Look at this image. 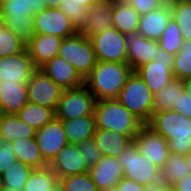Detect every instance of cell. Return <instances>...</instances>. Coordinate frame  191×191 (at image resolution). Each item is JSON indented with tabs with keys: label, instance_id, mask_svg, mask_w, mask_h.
Here are the masks:
<instances>
[{
	"label": "cell",
	"instance_id": "obj_1",
	"mask_svg": "<svg viewBox=\"0 0 191 191\" xmlns=\"http://www.w3.org/2000/svg\"><path fill=\"white\" fill-rule=\"evenodd\" d=\"M131 73L128 63L97 61L84 85L96 101L117 99Z\"/></svg>",
	"mask_w": 191,
	"mask_h": 191
},
{
	"label": "cell",
	"instance_id": "obj_2",
	"mask_svg": "<svg viewBox=\"0 0 191 191\" xmlns=\"http://www.w3.org/2000/svg\"><path fill=\"white\" fill-rule=\"evenodd\" d=\"M168 140L170 153L186 155L191 150V119L174 110L154 112L146 123Z\"/></svg>",
	"mask_w": 191,
	"mask_h": 191
},
{
	"label": "cell",
	"instance_id": "obj_3",
	"mask_svg": "<svg viewBox=\"0 0 191 191\" xmlns=\"http://www.w3.org/2000/svg\"><path fill=\"white\" fill-rule=\"evenodd\" d=\"M45 8L42 0H9L0 8V18L27 45L35 36L33 15Z\"/></svg>",
	"mask_w": 191,
	"mask_h": 191
},
{
	"label": "cell",
	"instance_id": "obj_4",
	"mask_svg": "<svg viewBox=\"0 0 191 191\" xmlns=\"http://www.w3.org/2000/svg\"><path fill=\"white\" fill-rule=\"evenodd\" d=\"M95 127L117 131L132 140L144 123L117 99L98 100L94 107Z\"/></svg>",
	"mask_w": 191,
	"mask_h": 191
},
{
	"label": "cell",
	"instance_id": "obj_5",
	"mask_svg": "<svg viewBox=\"0 0 191 191\" xmlns=\"http://www.w3.org/2000/svg\"><path fill=\"white\" fill-rule=\"evenodd\" d=\"M154 95L136 71L127 77L117 100L146 124L153 113Z\"/></svg>",
	"mask_w": 191,
	"mask_h": 191
},
{
	"label": "cell",
	"instance_id": "obj_6",
	"mask_svg": "<svg viewBox=\"0 0 191 191\" xmlns=\"http://www.w3.org/2000/svg\"><path fill=\"white\" fill-rule=\"evenodd\" d=\"M123 177L134 180L146 187L161 182L160 168L139 153L134 141L118 156Z\"/></svg>",
	"mask_w": 191,
	"mask_h": 191
},
{
	"label": "cell",
	"instance_id": "obj_7",
	"mask_svg": "<svg viewBox=\"0 0 191 191\" xmlns=\"http://www.w3.org/2000/svg\"><path fill=\"white\" fill-rule=\"evenodd\" d=\"M58 56L74 66L83 79L91 73L97 62L90 39L79 32L62 39Z\"/></svg>",
	"mask_w": 191,
	"mask_h": 191
},
{
	"label": "cell",
	"instance_id": "obj_8",
	"mask_svg": "<svg viewBox=\"0 0 191 191\" xmlns=\"http://www.w3.org/2000/svg\"><path fill=\"white\" fill-rule=\"evenodd\" d=\"M96 99L85 85L62 92L55 112L58 120H68L93 115Z\"/></svg>",
	"mask_w": 191,
	"mask_h": 191
},
{
	"label": "cell",
	"instance_id": "obj_9",
	"mask_svg": "<svg viewBox=\"0 0 191 191\" xmlns=\"http://www.w3.org/2000/svg\"><path fill=\"white\" fill-rule=\"evenodd\" d=\"M173 56L159 46L153 60L136 70L153 95L173 80Z\"/></svg>",
	"mask_w": 191,
	"mask_h": 191
},
{
	"label": "cell",
	"instance_id": "obj_10",
	"mask_svg": "<svg viewBox=\"0 0 191 191\" xmlns=\"http://www.w3.org/2000/svg\"><path fill=\"white\" fill-rule=\"evenodd\" d=\"M89 39L97 61L127 63L125 35L115 28L107 29Z\"/></svg>",
	"mask_w": 191,
	"mask_h": 191
},
{
	"label": "cell",
	"instance_id": "obj_11",
	"mask_svg": "<svg viewBox=\"0 0 191 191\" xmlns=\"http://www.w3.org/2000/svg\"><path fill=\"white\" fill-rule=\"evenodd\" d=\"M28 102L52 109L56 112L62 89L53 80L37 69L27 82Z\"/></svg>",
	"mask_w": 191,
	"mask_h": 191
},
{
	"label": "cell",
	"instance_id": "obj_12",
	"mask_svg": "<svg viewBox=\"0 0 191 191\" xmlns=\"http://www.w3.org/2000/svg\"><path fill=\"white\" fill-rule=\"evenodd\" d=\"M139 153L147 157L160 169L165 165L169 159L170 151L168 147V140L161 134L153 131L149 126L144 124L139 133L133 138Z\"/></svg>",
	"mask_w": 191,
	"mask_h": 191
},
{
	"label": "cell",
	"instance_id": "obj_13",
	"mask_svg": "<svg viewBox=\"0 0 191 191\" xmlns=\"http://www.w3.org/2000/svg\"><path fill=\"white\" fill-rule=\"evenodd\" d=\"M35 34L64 39L77 33L70 19L58 8H45L33 15Z\"/></svg>",
	"mask_w": 191,
	"mask_h": 191
},
{
	"label": "cell",
	"instance_id": "obj_14",
	"mask_svg": "<svg viewBox=\"0 0 191 191\" xmlns=\"http://www.w3.org/2000/svg\"><path fill=\"white\" fill-rule=\"evenodd\" d=\"M37 70L27 49L21 53L0 58V83L27 84Z\"/></svg>",
	"mask_w": 191,
	"mask_h": 191
},
{
	"label": "cell",
	"instance_id": "obj_15",
	"mask_svg": "<svg viewBox=\"0 0 191 191\" xmlns=\"http://www.w3.org/2000/svg\"><path fill=\"white\" fill-rule=\"evenodd\" d=\"M35 139L44 160L49 164L68 143L62 123L54 118L36 131Z\"/></svg>",
	"mask_w": 191,
	"mask_h": 191
},
{
	"label": "cell",
	"instance_id": "obj_16",
	"mask_svg": "<svg viewBox=\"0 0 191 191\" xmlns=\"http://www.w3.org/2000/svg\"><path fill=\"white\" fill-rule=\"evenodd\" d=\"M127 44V63L132 71L153 60L156 50L159 48L157 40L148 39L138 31L125 35Z\"/></svg>",
	"mask_w": 191,
	"mask_h": 191
},
{
	"label": "cell",
	"instance_id": "obj_17",
	"mask_svg": "<svg viewBox=\"0 0 191 191\" xmlns=\"http://www.w3.org/2000/svg\"><path fill=\"white\" fill-rule=\"evenodd\" d=\"M58 180L70 175L89 172L87 164L78 152L77 144H67L48 164Z\"/></svg>",
	"mask_w": 191,
	"mask_h": 191
},
{
	"label": "cell",
	"instance_id": "obj_18",
	"mask_svg": "<svg viewBox=\"0 0 191 191\" xmlns=\"http://www.w3.org/2000/svg\"><path fill=\"white\" fill-rule=\"evenodd\" d=\"M114 1H97L87 8V18L79 31L84 37H92L113 27Z\"/></svg>",
	"mask_w": 191,
	"mask_h": 191
},
{
	"label": "cell",
	"instance_id": "obj_19",
	"mask_svg": "<svg viewBox=\"0 0 191 191\" xmlns=\"http://www.w3.org/2000/svg\"><path fill=\"white\" fill-rule=\"evenodd\" d=\"M62 89H73L84 85V79L65 59L57 56L39 68Z\"/></svg>",
	"mask_w": 191,
	"mask_h": 191
},
{
	"label": "cell",
	"instance_id": "obj_20",
	"mask_svg": "<svg viewBox=\"0 0 191 191\" xmlns=\"http://www.w3.org/2000/svg\"><path fill=\"white\" fill-rule=\"evenodd\" d=\"M98 190L115 187L123 178V169L117 157L102 156L94 167L89 169Z\"/></svg>",
	"mask_w": 191,
	"mask_h": 191
},
{
	"label": "cell",
	"instance_id": "obj_21",
	"mask_svg": "<svg viewBox=\"0 0 191 191\" xmlns=\"http://www.w3.org/2000/svg\"><path fill=\"white\" fill-rule=\"evenodd\" d=\"M61 41V37L35 34L26 49L37 69L58 56Z\"/></svg>",
	"mask_w": 191,
	"mask_h": 191
},
{
	"label": "cell",
	"instance_id": "obj_22",
	"mask_svg": "<svg viewBox=\"0 0 191 191\" xmlns=\"http://www.w3.org/2000/svg\"><path fill=\"white\" fill-rule=\"evenodd\" d=\"M172 18L170 6H159L151 12L141 15L137 31L148 39L159 40Z\"/></svg>",
	"mask_w": 191,
	"mask_h": 191
},
{
	"label": "cell",
	"instance_id": "obj_23",
	"mask_svg": "<svg viewBox=\"0 0 191 191\" xmlns=\"http://www.w3.org/2000/svg\"><path fill=\"white\" fill-rule=\"evenodd\" d=\"M27 103L26 84L0 83V111L2 114H17Z\"/></svg>",
	"mask_w": 191,
	"mask_h": 191
},
{
	"label": "cell",
	"instance_id": "obj_24",
	"mask_svg": "<svg viewBox=\"0 0 191 191\" xmlns=\"http://www.w3.org/2000/svg\"><path fill=\"white\" fill-rule=\"evenodd\" d=\"M93 139L102 156L117 157L133 140L122 133L113 130L96 128Z\"/></svg>",
	"mask_w": 191,
	"mask_h": 191
},
{
	"label": "cell",
	"instance_id": "obj_25",
	"mask_svg": "<svg viewBox=\"0 0 191 191\" xmlns=\"http://www.w3.org/2000/svg\"><path fill=\"white\" fill-rule=\"evenodd\" d=\"M16 160L33 169L44 168L48 163L44 160L35 137L18 138L11 143Z\"/></svg>",
	"mask_w": 191,
	"mask_h": 191
},
{
	"label": "cell",
	"instance_id": "obj_26",
	"mask_svg": "<svg viewBox=\"0 0 191 191\" xmlns=\"http://www.w3.org/2000/svg\"><path fill=\"white\" fill-rule=\"evenodd\" d=\"M60 121L69 144H78L94 136L96 130L94 114Z\"/></svg>",
	"mask_w": 191,
	"mask_h": 191
},
{
	"label": "cell",
	"instance_id": "obj_27",
	"mask_svg": "<svg viewBox=\"0 0 191 191\" xmlns=\"http://www.w3.org/2000/svg\"><path fill=\"white\" fill-rule=\"evenodd\" d=\"M36 131L16 114H2L0 117V141L12 143L18 138L35 137Z\"/></svg>",
	"mask_w": 191,
	"mask_h": 191
},
{
	"label": "cell",
	"instance_id": "obj_28",
	"mask_svg": "<svg viewBox=\"0 0 191 191\" xmlns=\"http://www.w3.org/2000/svg\"><path fill=\"white\" fill-rule=\"evenodd\" d=\"M140 14L125 0H115L113 8V28L126 35L137 31Z\"/></svg>",
	"mask_w": 191,
	"mask_h": 191
},
{
	"label": "cell",
	"instance_id": "obj_29",
	"mask_svg": "<svg viewBox=\"0 0 191 191\" xmlns=\"http://www.w3.org/2000/svg\"><path fill=\"white\" fill-rule=\"evenodd\" d=\"M184 90V81L175 79L154 95L153 113L173 110L177 104L180 93Z\"/></svg>",
	"mask_w": 191,
	"mask_h": 191
},
{
	"label": "cell",
	"instance_id": "obj_30",
	"mask_svg": "<svg viewBox=\"0 0 191 191\" xmlns=\"http://www.w3.org/2000/svg\"><path fill=\"white\" fill-rule=\"evenodd\" d=\"M16 115L21 121L28 123L36 130L44 127L55 118V112L52 109L30 102H28Z\"/></svg>",
	"mask_w": 191,
	"mask_h": 191
},
{
	"label": "cell",
	"instance_id": "obj_31",
	"mask_svg": "<svg viewBox=\"0 0 191 191\" xmlns=\"http://www.w3.org/2000/svg\"><path fill=\"white\" fill-rule=\"evenodd\" d=\"M161 181L168 186H172L181 178L190 175V170L185 160V155L170 153L169 159L160 169Z\"/></svg>",
	"mask_w": 191,
	"mask_h": 191
},
{
	"label": "cell",
	"instance_id": "obj_32",
	"mask_svg": "<svg viewBox=\"0 0 191 191\" xmlns=\"http://www.w3.org/2000/svg\"><path fill=\"white\" fill-rule=\"evenodd\" d=\"M33 168L16 160L1 174V184L5 187L23 190Z\"/></svg>",
	"mask_w": 191,
	"mask_h": 191
},
{
	"label": "cell",
	"instance_id": "obj_33",
	"mask_svg": "<svg viewBox=\"0 0 191 191\" xmlns=\"http://www.w3.org/2000/svg\"><path fill=\"white\" fill-rule=\"evenodd\" d=\"M170 7L183 40H191V0H174Z\"/></svg>",
	"mask_w": 191,
	"mask_h": 191
},
{
	"label": "cell",
	"instance_id": "obj_34",
	"mask_svg": "<svg viewBox=\"0 0 191 191\" xmlns=\"http://www.w3.org/2000/svg\"><path fill=\"white\" fill-rule=\"evenodd\" d=\"M58 181L49 166L33 169L22 191H47Z\"/></svg>",
	"mask_w": 191,
	"mask_h": 191
},
{
	"label": "cell",
	"instance_id": "obj_35",
	"mask_svg": "<svg viewBox=\"0 0 191 191\" xmlns=\"http://www.w3.org/2000/svg\"><path fill=\"white\" fill-rule=\"evenodd\" d=\"M172 74L183 81L191 78V40L184 41L181 50L173 56Z\"/></svg>",
	"mask_w": 191,
	"mask_h": 191
},
{
	"label": "cell",
	"instance_id": "obj_36",
	"mask_svg": "<svg viewBox=\"0 0 191 191\" xmlns=\"http://www.w3.org/2000/svg\"><path fill=\"white\" fill-rule=\"evenodd\" d=\"M158 42L159 46L169 54L175 55L181 50L184 40L181 36V30L173 18L169 21L167 28Z\"/></svg>",
	"mask_w": 191,
	"mask_h": 191
},
{
	"label": "cell",
	"instance_id": "obj_37",
	"mask_svg": "<svg viewBox=\"0 0 191 191\" xmlns=\"http://www.w3.org/2000/svg\"><path fill=\"white\" fill-rule=\"evenodd\" d=\"M25 49V43L6 28L0 18V58L21 53Z\"/></svg>",
	"mask_w": 191,
	"mask_h": 191
},
{
	"label": "cell",
	"instance_id": "obj_38",
	"mask_svg": "<svg viewBox=\"0 0 191 191\" xmlns=\"http://www.w3.org/2000/svg\"><path fill=\"white\" fill-rule=\"evenodd\" d=\"M64 191H98L89 172L59 179Z\"/></svg>",
	"mask_w": 191,
	"mask_h": 191
},
{
	"label": "cell",
	"instance_id": "obj_39",
	"mask_svg": "<svg viewBox=\"0 0 191 191\" xmlns=\"http://www.w3.org/2000/svg\"><path fill=\"white\" fill-rule=\"evenodd\" d=\"M72 22L73 27L79 32L87 18V8L79 3L65 2L62 0L58 7Z\"/></svg>",
	"mask_w": 191,
	"mask_h": 191
},
{
	"label": "cell",
	"instance_id": "obj_40",
	"mask_svg": "<svg viewBox=\"0 0 191 191\" xmlns=\"http://www.w3.org/2000/svg\"><path fill=\"white\" fill-rule=\"evenodd\" d=\"M78 152L82 156L84 162L87 164L88 168L94 167L99 159L102 157L99 148L96 145L95 140L89 139L78 143Z\"/></svg>",
	"mask_w": 191,
	"mask_h": 191
},
{
	"label": "cell",
	"instance_id": "obj_41",
	"mask_svg": "<svg viewBox=\"0 0 191 191\" xmlns=\"http://www.w3.org/2000/svg\"><path fill=\"white\" fill-rule=\"evenodd\" d=\"M14 161H16V156L11 143L0 141V175Z\"/></svg>",
	"mask_w": 191,
	"mask_h": 191
},
{
	"label": "cell",
	"instance_id": "obj_42",
	"mask_svg": "<svg viewBox=\"0 0 191 191\" xmlns=\"http://www.w3.org/2000/svg\"><path fill=\"white\" fill-rule=\"evenodd\" d=\"M173 110L191 119V96L188 95L186 91L183 90L180 93L177 104Z\"/></svg>",
	"mask_w": 191,
	"mask_h": 191
},
{
	"label": "cell",
	"instance_id": "obj_43",
	"mask_svg": "<svg viewBox=\"0 0 191 191\" xmlns=\"http://www.w3.org/2000/svg\"><path fill=\"white\" fill-rule=\"evenodd\" d=\"M130 4L140 15L147 14L155 10L159 5L154 0H125Z\"/></svg>",
	"mask_w": 191,
	"mask_h": 191
},
{
	"label": "cell",
	"instance_id": "obj_44",
	"mask_svg": "<svg viewBox=\"0 0 191 191\" xmlns=\"http://www.w3.org/2000/svg\"><path fill=\"white\" fill-rule=\"evenodd\" d=\"M117 191H145L146 186L123 177L116 185Z\"/></svg>",
	"mask_w": 191,
	"mask_h": 191
},
{
	"label": "cell",
	"instance_id": "obj_45",
	"mask_svg": "<svg viewBox=\"0 0 191 191\" xmlns=\"http://www.w3.org/2000/svg\"><path fill=\"white\" fill-rule=\"evenodd\" d=\"M171 191H191V174L171 186Z\"/></svg>",
	"mask_w": 191,
	"mask_h": 191
},
{
	"label": "cell",
	"instance_id": "obj_46",
	"mask_svg": "<svg viewBox=\"0 0 191 191\" xmlns=\"http://www.w3.org/2000/svg\"><path fill=\"white\" fill-rule=\"evenodd\" d=\"M145 191H171V187L161 181L146 187Z\"/></svg>",
	"mask_w": 191,
	"mask_h": 191
},
{
	"label": "cell",
	"instance_id": "obj_47",
	"mask_svg": "<svg viewBox=\"0 0 191 191\" xmlns=\"http://www.w3.org/2000/svg\"><path fill=\"white\" fill-rule=\"evenodd\" d=\"M65 2L79 3L86 8H89L92 4L96 3L97 0H65Z\"/></svg>",
	"mask_w": 191,
	"mask_h": 191
},
{
	"label": "cell",
	"instance_id": "obj_48",
	"mask_svg": "<svg viewBox=\"0 0 191 191\" xmlns=\"http://www.w3.org/2000/svg\"><path fill=\"white\" fill-rule=\"evenodd\" d=\"M46 8H58L62 0H42Z\"/></svg>",
	"mask_w": 191,
	"mask_h": 191
},
{
	"label": "cell",
	"instance_id": "obj_49",
	"mask_svg": "<svg viewBox=\"0 0 191 191\" xmlns=\"http://www.w3.org/2000/svg\"><path fill=\"white\" fill-rule=\"evenodd\" d=\"M47 191H64L62 184L58 180L51 188Z\"/></svg>",
	"mask_w": 191,
	"mask_h": 191
},
{
	"label": "cell",
	"instance_id": "obj_50",
	"mask_svg": "<svg viewBox=\"0 0 191 191\" xmlns=\"http://www.w3.org/2000/svg\"><path fill=\"white\" fill-rule=\"evenodd\" d=\"M184 91L191 96V78L184 80Z\"/></svg>",
	"mask_w": 191,
	"mask_h": 191
},
{
	"label": "cell",
	"instance_id": "obj_51",
	"mask_svg": "<svg viewBox=\"0 0 191 191\" xmlns=\"http://www.w3.org/2000/svg\"><path fill=\"white\" fill-rule=\"evenodd\" d=\"M159 6H170L174 0H154Z\"/></svg>",
	"mask_w": 191,
	"mask_h": 191
},
{
	"label": "cell",
	"instance_id": "obj_52",
	"mask_svg": "<svg viewBox=\"0 0 191 191\" xmlns=\"http://www.w3.org/2000/svg\"><path fill=\"white\" fill-rule=\"evenodd\" d=\"M185 160L188 165L191 174V150L185 155Z\"/></svg>",
	"mask_w": 191,
	"mask_h": 191
},
{
	"label": "cell",
	"instance_id": "obj_53",
	"mask_svg": "<svg viewBox=\"0 0 191 191\" xmlns=\"http://www.w3.org/2000/svg\"><path fill=\"white\" fill-rule=\"evenodd\" d=\"M0 191H22V190H17L14 188H10V187H5L1 185Z\"/></svg>",
	"mask_w": 191,
	"mask_h": 191
},
{
	"label": "cell",
	"instance_id": "obj_54",
	"mask_svg": "<svg viewBox=\"0 0 191 191\" xmlns=\"http://www.w3.org/2000/svg\"><path fill=\"white\" fill-rule=\"evenodd\" d=\"M98 191H117V188H116V186L115 187H107V188L100 189Z\"/></svg>",
	"mask_w": 191,
	"mask_h": 191
},
{
	"label": "cell",
	"instance_id": "obj_55",
	"mask_svg": "<svg viewBox=\"0 0 191 191\" xmlns=\"http://www.w3.org/2000/svg\"><path fill=\"white\" fill-rule=\"evenodd\" d=\"M9 0H0V8L6 4Z\"/></svg>",
	"mask_w": 191,
	"mask_h": 191
},
{
	"label": "cell",
	"instance_id": "obj_56",
	"mask_svg": "<svg viewBox=\"0 0 191 191\" xmlns=\"http://www.w3.org/2000/svg\"><path fill=\"white\" fill-rule=\"evenodd\" d=\"M97 1H102V0H97ZM103 1H115V0H103Z\"/></svg>",
	"mask_w": 191,
	"mask_h": 191
}]
</instances>
